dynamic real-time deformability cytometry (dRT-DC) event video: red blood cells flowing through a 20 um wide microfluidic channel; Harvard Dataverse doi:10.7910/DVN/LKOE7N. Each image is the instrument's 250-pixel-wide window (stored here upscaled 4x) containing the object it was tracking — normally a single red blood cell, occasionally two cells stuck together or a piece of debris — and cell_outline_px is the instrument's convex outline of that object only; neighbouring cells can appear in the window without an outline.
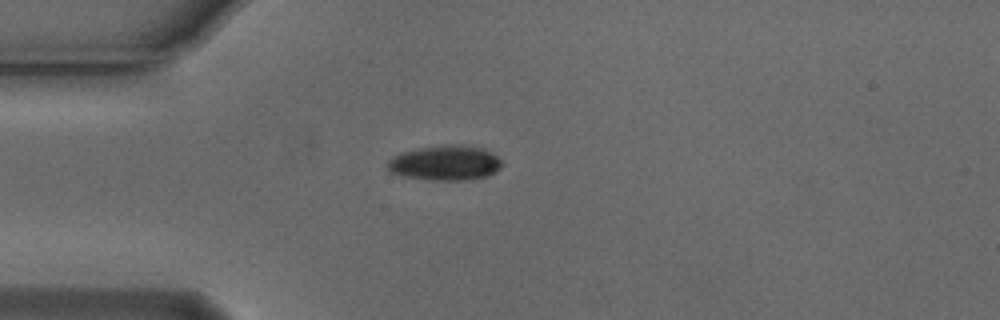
{"species": "Egyptian fruit bat (a non-hibernating species)", "species_latin": "Rousettus aegyptiacus", "temperature_condition": "cold", "stored_images_in_passage": 1, "camera_frame_rate_fps": 3000, "um_per_image_px": 0.085, "animal": {"sex": "male"}, "frame": {"image": 1, "passage_image": 1, "time_ms": 0.0, "image_size_px": [1000, 320], "cell_outline_px": [[504, 164], [496, 172], [488, 176], [464, 180], [428, 180], [404, 176], [388, 172], [388, 160], [400, 152], [444, 144], [460, 144], [484, 148], [496, 156]], "centroid_in_image_um": [37.85, 13.85], "position_along_channel_um": 47.1, "area_um2": 23.47}}